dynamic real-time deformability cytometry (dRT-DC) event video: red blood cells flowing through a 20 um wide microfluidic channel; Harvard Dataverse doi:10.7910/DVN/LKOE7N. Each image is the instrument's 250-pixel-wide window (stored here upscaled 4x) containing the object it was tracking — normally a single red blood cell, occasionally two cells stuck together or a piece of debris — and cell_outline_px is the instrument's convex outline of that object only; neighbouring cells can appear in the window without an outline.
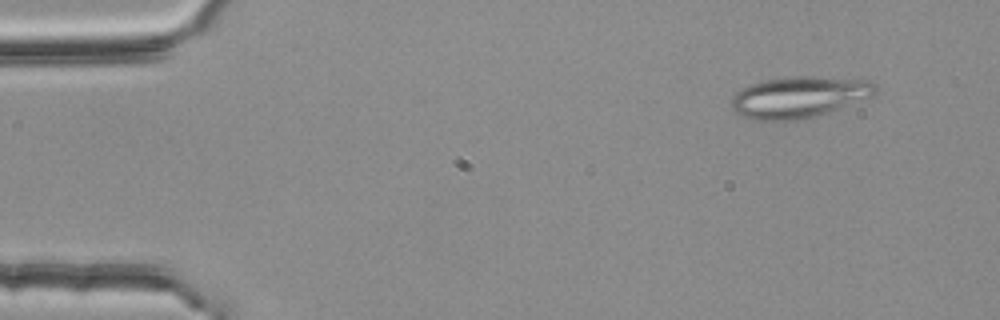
{"species": "common noctule bat (a hibernating species)", "species_latin": "Nyctalus noctula", "temperature_condition": "room temperature", "stored_images_in_passage": 54, "segment_of_instrument_passage": [1, 2], "camera_frame_rate_fps": 3000, "um_per_image_px": 0.085, "animal": {"sex": "female", "body_mass_g": 25.1}, "frame": {"image": 1, "passage_image": 5, "time_ms": 1.333, "image_size_px": [1000, 320], "cell_outline_px": [[880, 88], [872, 96], [812, 116], [796, 120], [760, 120], [744, 116], [736, 112], [732, 108], [732, 96], [740, 88], [748, 84], [764, 80], [792, 76], [816, 76], [872, 80]], "centroid_in_image_um": [67.92, 8.21], "position_along_channel_um": 17.1, "area_um2": 34.39}}